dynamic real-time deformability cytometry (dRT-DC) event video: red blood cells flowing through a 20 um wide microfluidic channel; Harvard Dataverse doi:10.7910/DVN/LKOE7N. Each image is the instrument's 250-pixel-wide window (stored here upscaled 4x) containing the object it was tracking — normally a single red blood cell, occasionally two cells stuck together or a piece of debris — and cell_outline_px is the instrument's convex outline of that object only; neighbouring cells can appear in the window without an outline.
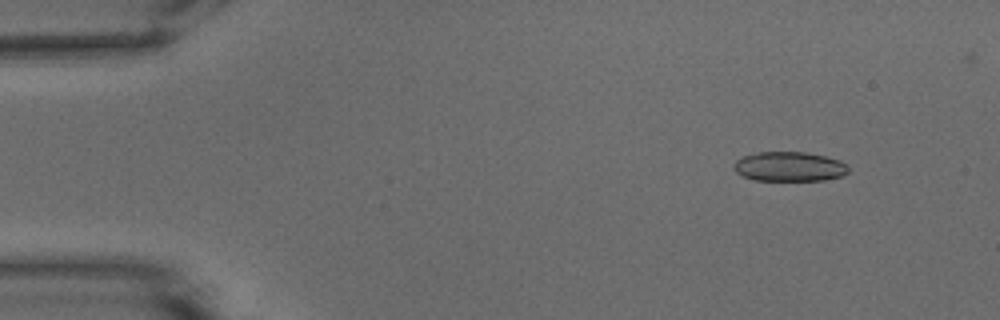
{"species": "common noctule bat (a hibernating species)", "species_latin": "Nyctalus noctula", "temperature_condition": "warm", "stored_images_in_passage": 48, "camera_frame_rate_fps": 3000, "um_per_image_px": 0.085, "animal": {"sex": "male", "body_mass_g": 15.6}, "frame": {"image": 1, "passage_image": 1, "time_ms": 0.0, "image_size_px": [1000, 320], "cell_outline_px": [[848, 172], [840, 176], [824, 180], [756, 180], [740, 176], [736, 172], [736, 160], [744, 156], [760, 152], [804, 152], [824, 156], [840, 160], [848, 168]], "centroid_in_image_um": [67.09, 14.16], "position_along_channel_um": 17.9, "area_um2": 19.42}}
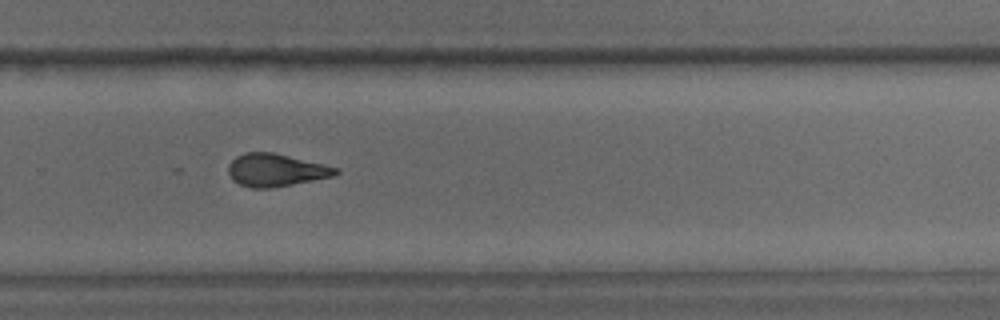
{"frame": {"image": 2, "passage_image": 31, "time_ms": 10.0, "image_size_px": [1000, 320], "cell_outline_px": [[340, 172], [332, 176], [292, 184], [268, 188], [252, 188], [240, 184], [232, 180], [228, 172], [228, 164], [236, 156], [244, 152], [272, 152], [340, 168]], "centroid_in_image_um": [23.41, 14.45], "position_along_channel_um": 306.4, "area_um2": 20.29}}
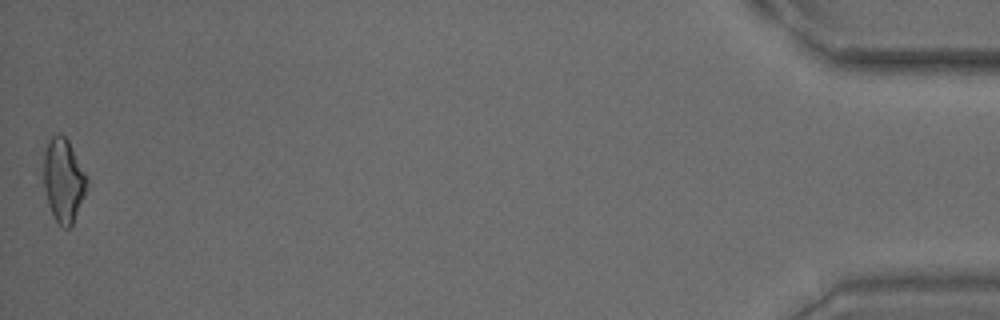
{"frame": {"image": 3, "passage_image": 48, "time_ms": 15.667, "image_size_px": [1000, 320], "cell_outline_px": [[88, 180], [84, 196], [72, 224], [68, 228], [64, 228], [56, 220], [48, 204], [44, 188], [44, 152], [48, 140], [56, 132], [60, 132], [68, 140], [88, 176]], "centroid_in_image_um": [5.4, 15.27], "position_along_channel_um": 429.8, "area_um2": 21.04}, "authors_computed_cell_mechanics": {"area_um2": 20.6057, "velocity_mm_per_s": 3.8322, "shape_relaxation_time_tau1_ms": null, "shape_relaxation_time_tau2_ms": 2.3321, "deformation_change_tau1": null, "deformation_change_tau2": 0.1111}}